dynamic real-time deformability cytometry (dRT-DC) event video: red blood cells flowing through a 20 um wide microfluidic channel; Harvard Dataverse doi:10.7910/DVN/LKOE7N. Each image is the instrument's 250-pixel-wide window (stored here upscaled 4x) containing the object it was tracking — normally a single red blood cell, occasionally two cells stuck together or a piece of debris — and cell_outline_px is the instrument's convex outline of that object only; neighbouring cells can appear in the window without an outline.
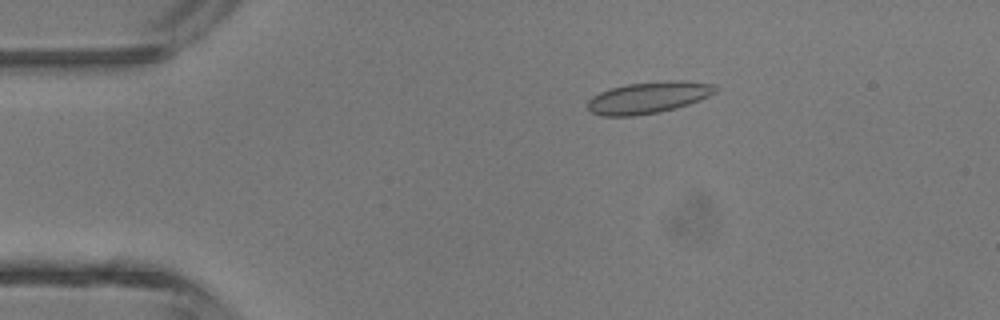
{"species": "common noctule bat (a hibernating species)", "species_latin": "Nyctalus noctula", "temperature_condition": "room temperature", "stored_images_in_passage": 45, "camera_frame_rate_fps": 3000, "um_per_image_px": 0.085, "animal": {"sex": "male", "body_mass_g": 13.3}, "frame": {"image": 1, "passage_image": 8, "time_ms": 2.333, "image_size_px": [1000, 320], "cell_outline_px": [[720, 88], [716, 92], [700, 100], [676, 108], [660, 112], [636, 116], [600, 116], [592, 112], [588, 108], [588, 100], [592, 96], [600, 92], [612, 88], [628, 84], [672, 80], [680, 80], [716, 84]], "centroid_in_image_um": [55.15, 8.29], "position_along_channel_um": 29.9, "area_um2": 23.64}}
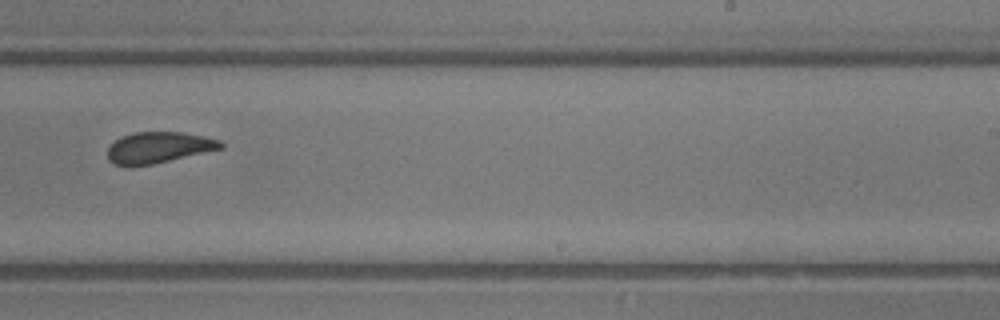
{"frame": {"image": 2, "passage_image": 28, "time_ms": 9.0, "image_size_px": [1000, 320], "cell_outline_px": [[224, 148], [152, 164], [112, 164], [108, 160], [108, 148], [116, 140], [124, 136], [136, 132], [184, 132], [204, 136], [220, 140], [224, 144]], "centroid_in_image_um": [13.54, 12.52], "position_along_channel_um": 275.5, "area_um2": 20.11}}
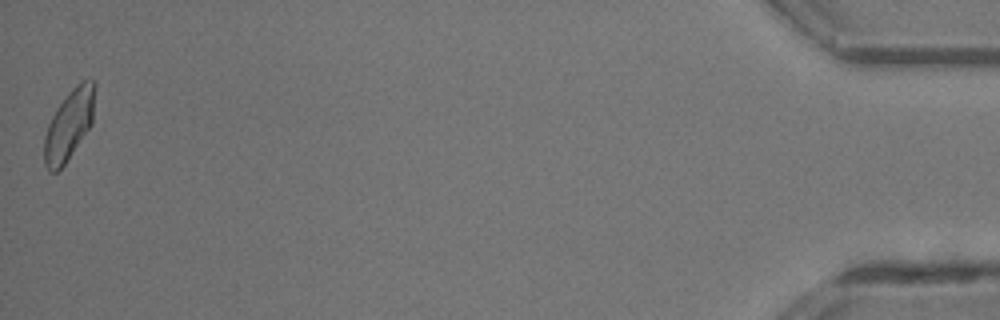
{"frame": {"image": 3, "passage_image": 45, "time_ms": 14.667, "image_size_px": [1000, 320], "cell_outline_px": [[96, 84], [92, 124], [64, 164], [56, 172], [48, 172], [44, 164], [44, 136], [48, 124], [56, 108], [68, 92], [76, 84], [84, 80], [92, 80]], "centroid_in_image_um": [5.86, 10.59], "position_along_channel_um": 429.3, "area_um2": 20.69}, "authors_computed_cell_mechanics": {"area_um2": 21.5594, "velocity_mm_per_s": 4.4893, "shape_relaxation_time_tau1_ms": 9.5809, "shape_relaxation_time_tau2_ms": 0.9092, "deformation_change_tau1": 0.1675, "deformation_change_tau2": 0.0452}}